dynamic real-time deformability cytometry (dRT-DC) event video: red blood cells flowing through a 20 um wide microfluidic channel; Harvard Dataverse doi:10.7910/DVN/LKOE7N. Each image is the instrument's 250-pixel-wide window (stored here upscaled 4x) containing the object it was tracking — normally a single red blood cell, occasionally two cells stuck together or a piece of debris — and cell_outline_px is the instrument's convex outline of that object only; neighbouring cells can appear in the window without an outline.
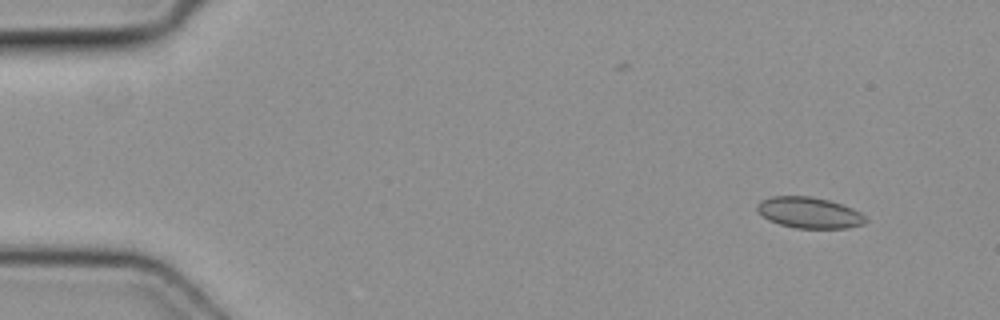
{"species": "common noctule bat (a hibernating species)", "species_latin": "Nyctalus noctula", "temperature_condition": "cold", "stored_images_in_passage": 4, "camera_frame_rate_fps": 3000, "um_per_image_px": 0.085, "animal": {"sex": "female", "body_mass_g": 19.3, "forearm_length_mm": 54.1}, "frame": {"image": 1, "passage_image": 1, "time_ms": 0.0, "image_size_px": [1000, 320], "cell_outline_px": [[868, 220], [864, 224], [848, 228], [796, 228], [780, 224], [768, 220], [756, 208], [756, 204], [760, 200], [772, 196], [812, 196], [828, 200], [852, 208], [860, 212]], "centroid_in_image_um": [68.78, 18.07], "position_along_channel_um": 16.2, "area_um2": 19.59}}
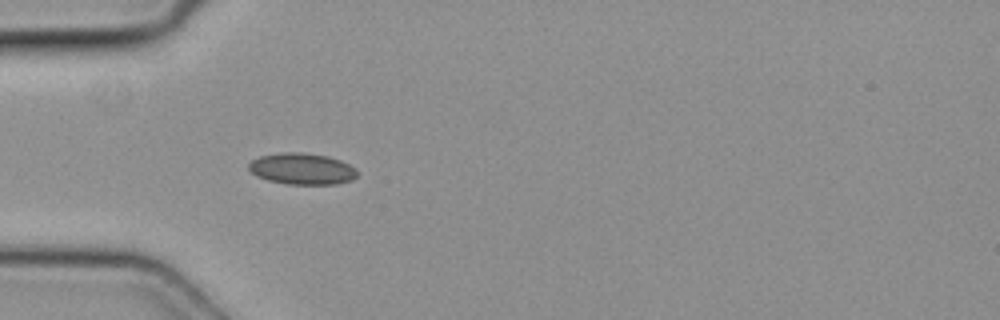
{"frame": {"image": 2, "passage_image": 4, "time_ms": 1.0, "image_size_px": [1000, 320], "cell_outline_px": [[356, 176], [352, 180], [336, 184], [284, 184], [268, 180], [256, 176], [248, 168], [248, 164], [252, 160], [260, 156], [280, 152], [300, 152], [328, 156], [340, 160], [356, 168]], "centroid_in_image_um": [25.65, 14.35], "position_along_channel_um": 59.3, "area_um2": 19.88}}